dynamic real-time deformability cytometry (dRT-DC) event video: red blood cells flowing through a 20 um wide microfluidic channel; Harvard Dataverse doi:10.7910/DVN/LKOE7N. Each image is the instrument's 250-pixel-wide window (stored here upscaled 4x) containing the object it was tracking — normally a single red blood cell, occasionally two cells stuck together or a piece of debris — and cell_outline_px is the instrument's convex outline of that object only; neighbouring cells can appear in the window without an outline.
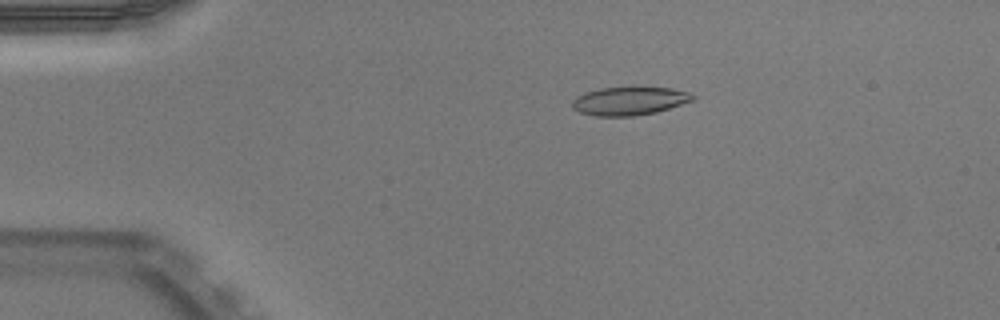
{"species": "Egyptian fruit bat (a non-hibernating species)", "species_latin": "Rousettus aegyptiacus", "temperature_condition": "warm", "stored_images_in_passage": 42, "camera_frame_rate_fps": 3000, "um_per_image_px": 0.085, "animal": {"sex": "male"}, "frame": {"image": 1, "passage_image": 1, "time_ms": 0.0, "image_size_px": [1000, 320], "cell_outline_px": [[696, 96], [692, 100], [656, 112], [632, 116], [596, 116], [580, 112], [572, 108], [572, 100], [576, 96], [584, 92], [600, 88], [632, 84], [672, 88], [688, 92]], "centroid_in_image_um": [53.47, 8.52], "position_along_channel_um": 31.5, "area_um2": 20.63}}
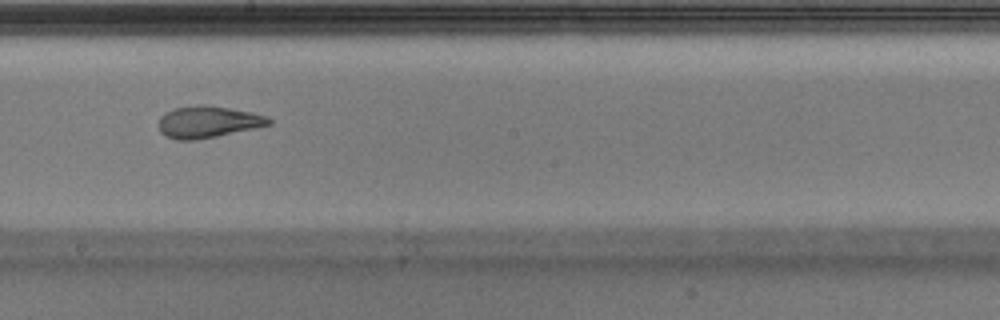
{"frame": {"image": 2, "passage_image": 20, "time_ms": 6.333, "image_size_px": [1000, 320], "cell_outline_px": [[272, 124], [256, 128], [196, 140], [176, 140], [164, 136], [160, 132], [156, 124], [160, 116], [164, 112], [172, 108], [196, 104], [204, 104], [252, 112], [268, 116], [272, 120]], "centroid_in_image_um": [17.62, 10.35], "position_along_channel_um": 230.6, "area_um2": 20.87}}
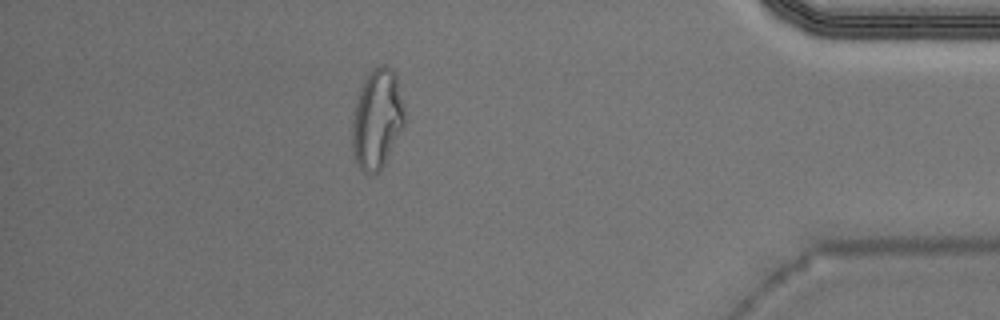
{"frame": {"image": 3, "passage_image": 36, "time_ms": 11.667, "image_size_px": [1000, 320], "cell_outline_px": [[404, 124], [384, 164], [376, 172], [364, 172], [356, 164], [352, 148], [352, 120], [356, 104], [364, 80], [368, 72], [376, 64], [384, 64], [392, 68], [396, 72], [404, 108]], "centroid_in_image_um": [32.05, 10.06], "position_along_channel_um": 403.2, "area_um2": 30.23}, "authors_computed_cell_mechanics": {"area_um2": 20.7213, "velocity_mm_per_s": 3.9741, "shape_relaxation_time_tau1_ms": 6.214, "shape_relaxation_time_tau2_ms": 1.883, "deformation_change_tau1": 0.2443, "deformation_change_tau2": 0.1038}}